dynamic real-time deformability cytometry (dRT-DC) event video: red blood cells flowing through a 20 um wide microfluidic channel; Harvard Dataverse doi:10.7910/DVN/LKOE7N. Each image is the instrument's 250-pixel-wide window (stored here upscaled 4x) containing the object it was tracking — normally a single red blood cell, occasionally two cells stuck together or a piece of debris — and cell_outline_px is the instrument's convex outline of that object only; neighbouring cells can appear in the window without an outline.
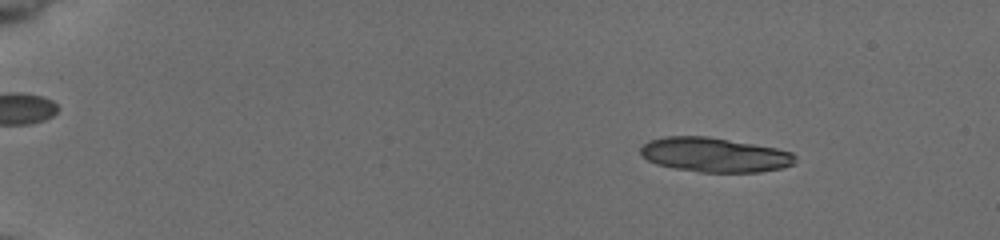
{"species": "common noctule bat (a hibernating species)", "species_latin": "Nyctalus noctula", "temperature_condition": "cold", "stored_images_in_passage": 14, "camera_frame_rate_fps": 3000, "um_per_image_px": 0.085, "animal": {"sex": "female", "body_mass_g": 19.5, "forearm_length_mm": 54.1}, "frame": {"image": 1, "passage_image": 8, "time_ms": 2.333, "image_size_px": [1000, 240], "cell_outline_px": [[796, 160], [792, 164], [780, 168], [760, 172], [700, 172], [676, 168], [656, 164], [648, 160], [640, 152], [640, 148], [648, 140], [664, 136], [708, 136], [776, 148], [792, 152], [796, 156]], "centroid_in_image_um": [60.73, 13.15], "position_along_channel_um": 24.3, "area_um2": 30.98}}